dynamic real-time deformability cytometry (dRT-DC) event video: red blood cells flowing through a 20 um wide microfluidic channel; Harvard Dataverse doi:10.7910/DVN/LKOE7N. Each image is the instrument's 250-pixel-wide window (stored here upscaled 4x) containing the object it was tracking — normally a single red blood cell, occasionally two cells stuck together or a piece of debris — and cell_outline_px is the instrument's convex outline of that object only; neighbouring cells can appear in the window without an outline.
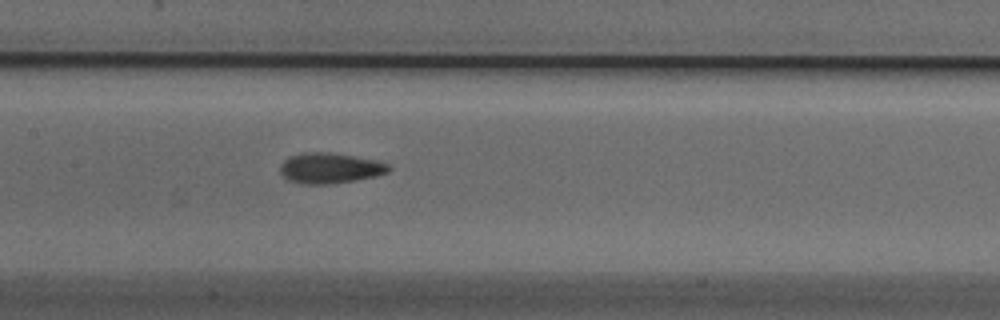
{"species": "Egyptian fruit bat (a non-hibernating species)", "species_latin": "Rousettus aegyptiacus", "temperature_condition": "cold", "stored_images_in_passage": 36, "camera_frame_rate_fps": 3000, "um_per_image_px": 0.085, "animal": {"sex": "male"}, "frame": {"image": 1, "passage_image": 18, "time_ms": 5.667, "image_size_px": [1000, 320], "cell_outline_px": [[392, 168], [388, 172], [376, 176], [356, 180], [328, 184], [300, 184], [288, 180], [280, 172], [280, 164], [288, 156], [304, 152], [332, 152], [376, 160], [388, 164]], "centroid_in_image_um": [28.03, 14.28], "position_along_channel_um": 179.4, "area_um2": 19.48}}
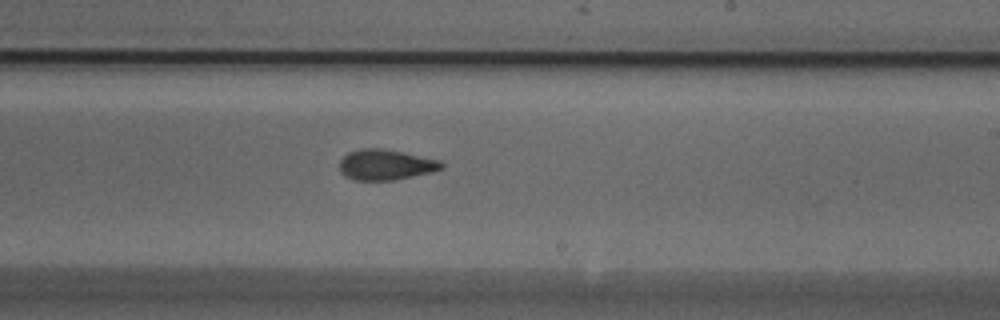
{"frame": {"image": 2, "passage_image": 24, "time_ms": 7.667, "image_size_px": [1000, 320], "cell_outline_px": [[444, 168], [432, 172], [392, 180], [356, 180], [344, 176], [340, 172], [340, 160], [348, 152], [360, 148], [380, 148], [440, 160], [444, 164]], "centroid_in_image_um": [32.76, 14.0], "position_along_channel_um": 256.2, "area_um2": 18.03}}
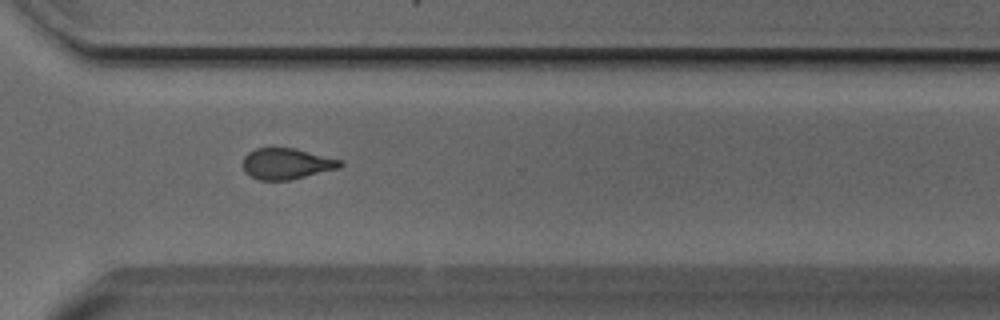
{"frame": {"image": 3, "passage_image": 31, "time_ms": 10.0, "image_size_px": [1000, 320], "cell_outline_px": [[344, 164], [340, 168], [288, 180], [260, 180], [244, 172], [244, 156], [248, 152], [256, 148], [296, 148], [344, 160]], "centroid_in_image_um": [24.41, 13.9], "position_along_channel_um": 346.2, "area_um2": 17.63}}